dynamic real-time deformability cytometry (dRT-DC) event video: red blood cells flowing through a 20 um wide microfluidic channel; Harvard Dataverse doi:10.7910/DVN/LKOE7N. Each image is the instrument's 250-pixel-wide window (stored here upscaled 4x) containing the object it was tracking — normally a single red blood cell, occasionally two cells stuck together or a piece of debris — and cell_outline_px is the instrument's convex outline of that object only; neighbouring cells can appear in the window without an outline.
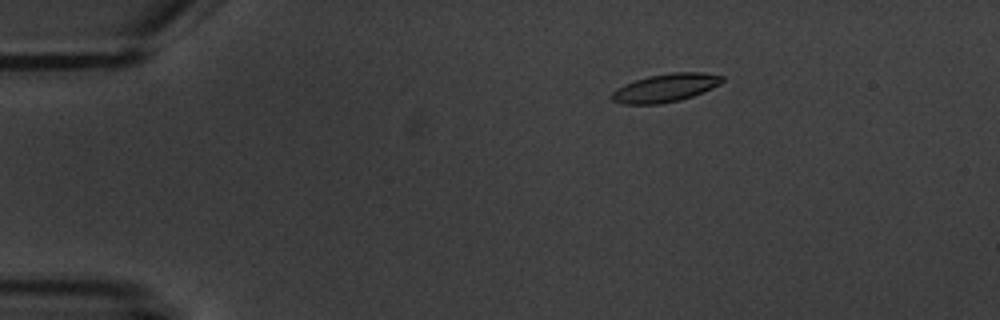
{"species": "common noctule bat (a hibernating species)", "species_latin": "Nyctalus noctula", "temperature_condition": "warm", "stored_images_in_passage": 4, "camera_frame_rate_fps": 3000, "um_per_image_px": 0.085, "animal": {"sex": "male", "body_mass_g": 20.1, "forearm_length_mm": 53.5}, "frame": {"image": 1, "passage_image": 3, "time_ms": 2.333, "image_size_px": [1000, 320], "cell_outline_px": [[724, 80], [720, 84], [712, 88], [692, 96], [680, 100], [660, 104], [624, 104], [612, 100], [608, 96], [616, 88], [624, 84], [648, 76], [672, 72], [704, 72], [724, 76]], "centroid_in_image_um": [56.55, 7.46], "position_along_channel_um": 28.5, "area_um2": 18.26}}